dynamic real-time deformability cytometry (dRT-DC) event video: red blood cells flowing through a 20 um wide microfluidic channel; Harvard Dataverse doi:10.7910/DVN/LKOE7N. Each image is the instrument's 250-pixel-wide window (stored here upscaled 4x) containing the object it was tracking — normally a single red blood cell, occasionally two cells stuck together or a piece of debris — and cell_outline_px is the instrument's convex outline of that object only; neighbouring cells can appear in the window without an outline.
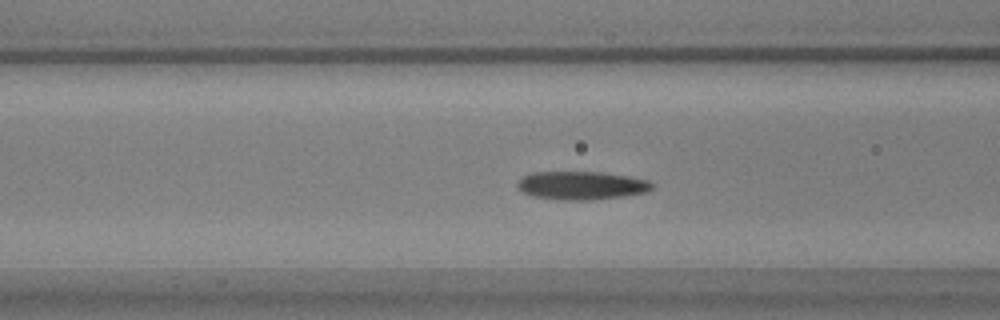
{"species": "common noctule bat (a hibernating species)", "species_latin": "Nyctalus noctula", "temperature_condition": "warm", "stored_images_in_passage": 51, "camera_frame_rate_fps": 3000, "um_per_image_px": 0.085, "animal": {"sex": "male", "body_mass_g": 17.9, "forearm_length_mm": 54.2}, "frame": {"image": 1, "passage_image": 17, "time_ms": 5.333, "image_size_px": [1000, 320], "cell_outline_px": [[652, 188], [648, 192], [624, 196], [588, 200], [560, 200], [532, 196], [524, 192], [516, 184], [524, 176], [532, 172], [600, 172], [628, 176], [648, 180], [652, 184]], "centroid_in_image_um": [49.44, 15.76], "position_along_channel_um": 117.2, "area_um2": 22.08}}
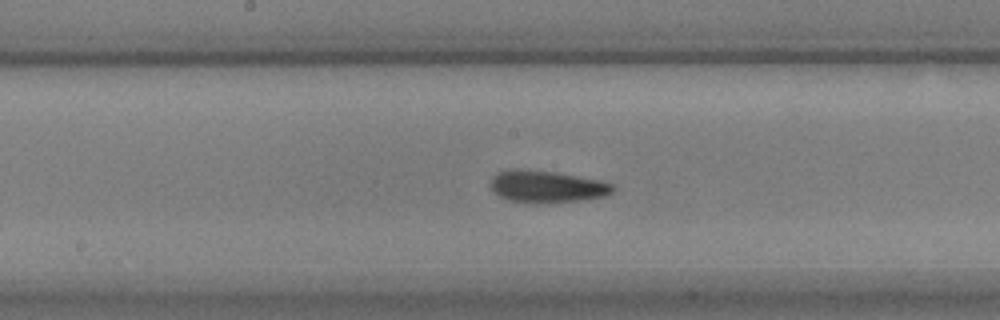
{"frame": {"image": 2, "passage_image": 24, "time_ms": 7.667, "image_size_px": [1000, 320], "cell_outline_px": [[616, 188], [612, 192], [604, 196], [588, 200], [548, 204], [524, 204], [508, 200], [492, 192], [492, 176], [496, 172], [512, 168], [520, 168], [556, 172], [600, 180], [612, 184]], "centroid_in_image_um": [46.46, 15.88], "position_along_channel_um": 201.7, "area_um2": 23.64}}
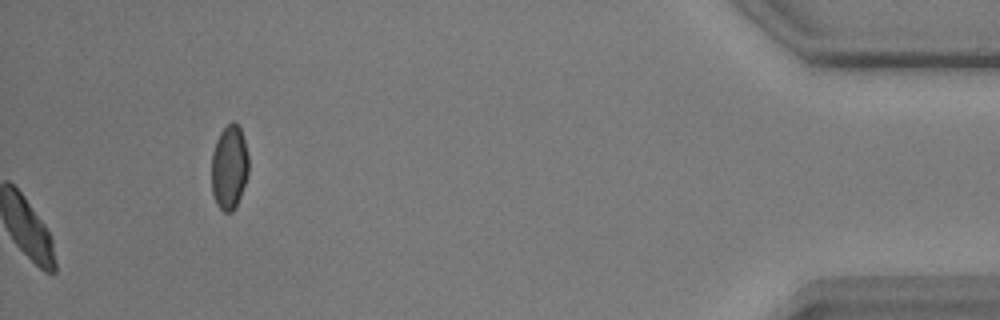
{"frame": {"image": 3, "passage_image": 51, "time_ms": 16.667, "image_size_px": [1000, 320], "cell_outline_px": [[248, 172], [240, 196], [232, 212], [224, 212], [216, 204], [212, 192], [212, 152], [216, 140], [220, 132], [232, 120], [240, 128], [244, 140], [248, 156]], "centroid_in_image_um": [19.47, 14.21], "position_along_channel_um": 415.7, "area_um2": 18.03}, "authors_computed_cell_mechanics": {"area_um2": 21.6172, "velocity_mm_per_s": 3.6242, "shape_relaxation_time_tau1_ms": 2.5546, "shape_relaxation_time_tau2_ms": 2.5447, "deformation_change_tau1": 0.1282, "deformation_change_tau2": 0.0762}}